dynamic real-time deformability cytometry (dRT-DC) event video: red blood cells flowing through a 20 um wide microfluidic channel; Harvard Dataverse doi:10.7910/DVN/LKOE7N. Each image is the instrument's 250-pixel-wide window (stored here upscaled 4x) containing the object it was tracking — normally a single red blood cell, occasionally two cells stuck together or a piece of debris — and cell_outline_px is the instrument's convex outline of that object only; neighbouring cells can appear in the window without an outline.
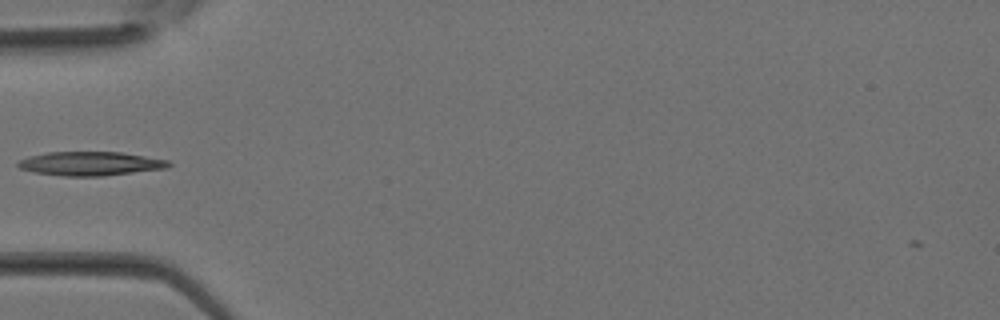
{"species": "Egyptian fruit bat (a non-hibernating species)", "species_latin": "Rousettus aegyptiacus", "temperature_condition": "room temperature", "stored_images_in_passage": 23, "camera_frame_rate_fps": 3000, "um_per_image_px": 0.085, "animal": {"sex": "female"}, "frame": {"image": 1, "passage_image": 1, "time_ms": 0.0, "image_size_px": [1000, 320], "cell_outline_px": [[172, 164], [168, 168], [104, 176], [64, 176], [36, 172], [20, 168], [16, 164], [20, 160], [28, 156], [48, 152], [120, 152], [168, 160]], "centroid_in_image_um": [7.7, 13.9], "position_along_channel_um": 77.3, "area_um2": 20.92}}
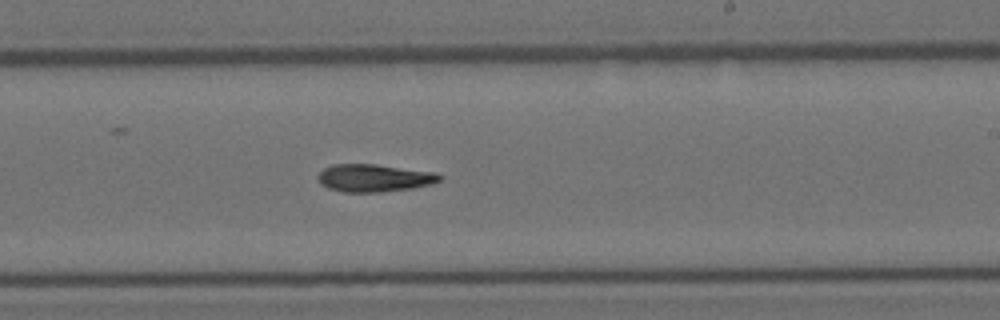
{"frame": {"image": 2, "passage_image": 10, "time_ms": 3.0, "image_size_px": [1000, 320], "cell_outline_px": [[444, 176], [440, 180], [432, 184], [412, 188], [380, 192], [344, 192], [328, 188], [320, 184], [316, 176], [324, 168], [332, 164], [376, 164], [436, 172]], "centroid_in_image_um": [31.8, 15.12], "position_along_channel_um": 257.2, "area_um2": 19.77}}
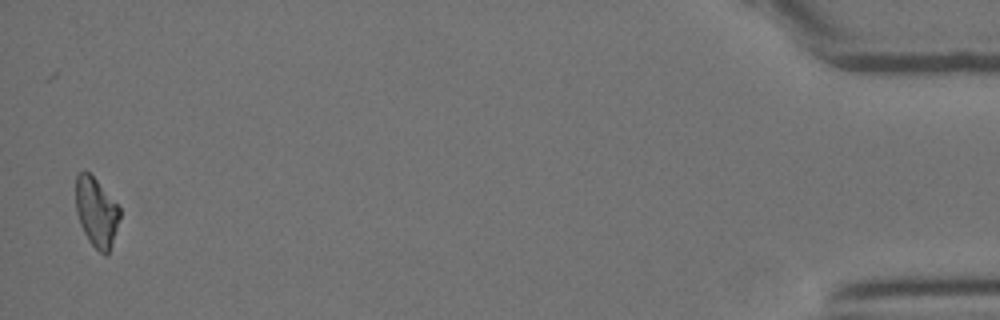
{"frame": {"image": 3, "passage_image": 23, "time_ms": 7.333, "image_size_px": [1000, 320], "cell_outline_px": [[120, 216], [108, 256], [104, 256], [88, 240], [80, 224], [76, 212], [76, 176], [80, 172], [88, 172], [96, 180], [120, 208]], "centroid_in_image_um": [8.18, 18.07], "position_along_channel_um": 427.0, "area_um2": 17.46}}